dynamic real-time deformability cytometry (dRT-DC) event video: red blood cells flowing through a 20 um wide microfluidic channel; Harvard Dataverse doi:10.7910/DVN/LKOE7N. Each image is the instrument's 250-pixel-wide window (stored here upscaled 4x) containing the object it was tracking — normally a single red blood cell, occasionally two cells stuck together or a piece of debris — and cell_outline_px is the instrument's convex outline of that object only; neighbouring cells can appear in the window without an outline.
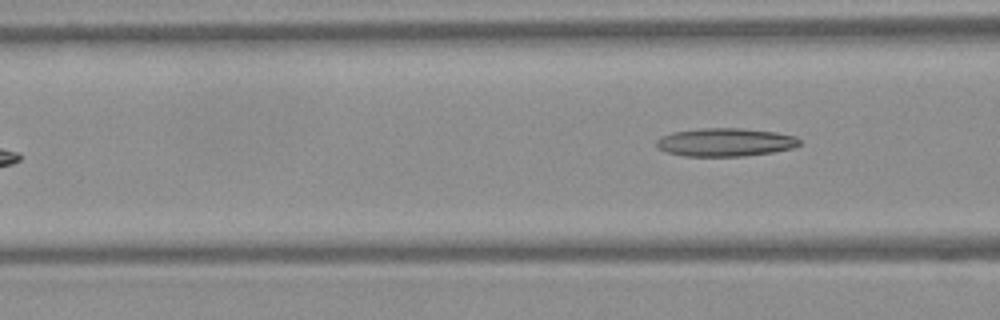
{"species": "Egyptian fruit bat (a non-hibernating species)", "species_latin": "Rousettus aegyptiacus", "temperature_condition": "warm", "stored_images_in_passage": 7, "camera_frame_rate_fps": 3000, "um_per_image_px": 0.085, "frame": {"image": 1, "passage_image": 7, "time_ms": 2.0, "image_size_px": [1000, 320], "cell_outline_px": [[800, 144], [792, 148], [772, 152], [744, 156], [684, 156], [668, 152], [656, 148], [656, 140], [660, 136], [672, 132], [700, 128], [740, 128], [776, 132], [796, 136], [800, 140]], "centroid_in_image_um": [61.62, 12.08], "position_along_channel_um": 105.0, "area_um2": 23.64}}